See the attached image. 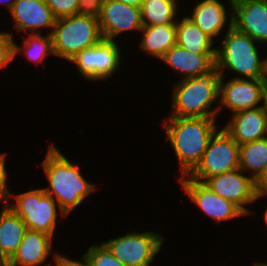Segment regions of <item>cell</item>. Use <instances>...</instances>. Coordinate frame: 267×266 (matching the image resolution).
Returning a JSON list of instances; mask_svg holds the SVG:
<instances>
[{"label":"cell","instance_id":"obj_30","mask_svg":"<svg viewBox=\"0 0 267 266\" xmlns=\"http://www.w3.org/2000/svg\"><path fill=\"white\" fill-rule=\"evenodd\" d=\"M6 169H5V155L0 154V201H3L4 205L7 202V199L10 198L11 194L7 189L6 183Z\"/></svg>","mask_w":267,"mask_h":266},{"label":"cell","instance_id":"obj_24","mask_svg":"<svg viewBox=\"0 0 267 266\" xmlns=\"http://www.w3.org/2000/svg\"><path fill=\"white\" fill-rule=\"evenodd\" d=\"M177 0H144L141 8L143 26L176 24ZM147 20H146V19Z\"/></svg>","mask_w":267,"mask_h":266},{"label":"cell","instance_id":"obj_26","mask_svg":"<svg viewBox=\"0 0 267 266\" xmlns=\"http://www.w3.org/2000/svg\"><path fill=\"white\" fill-rule=\"evenodd\" d=\"M89 266H126L113 256L104 243L91 246L82 257Z\"/></svg>","mask_w":267,"mask_h":266},{"label":"cell","instance_id":"obj_14","mask_svg":"<svg viewBox=\"0 0 267 266\" xmlns=\"http://www.w3.org/2000/svg\"><path fill=\"white\" fill-rule=\"evenodd\" d=\"M181 177L178 180L191 200L216 221L221 222L246 215L236 204L218 196L203 182Z\"/></svg>","mask_w":267,"mask_h":266},{"label":"cell","instance_id":"obj_22","mask_svg":"<svg viewBox=\"0 0 267 266\" xmlns=\"http://www.w3.org/2000/svg\"><path fill=\"white\" fill-rule=\"evenodd\" d=\"M143 39L139 48L161 59L165 53L176 45V24L143 26Z\"/></svg>","mask_w":267,"mask_h":266},{"label":"cell","instance_id":"obj_13","mask_svg":"<svg viewBox=\"0 0 267 266\" xmlns=\"http://www.w3.org/2000/svg\"><path fill=\"white\" fill-rule=\"evenodd\" d=\"M98 20L103 39L110 41L127 30L143 28L141 8L116 0H104Z\"/></svg>","mask_w":267,"mask_h":266},{"label":"cell","instance_id":"obj_6","mask_svg":"<svg viewBox=\"0 0 267 266\" xmlns=\"http://www.w3.org/2000/svg\"><path fill=\"white\" fill-rule=\"evenodd\" d=\"M238 168L239 144L223 128L213 134L200 162L187 176L204 183L212 176Z\"/></svg>","mask_w":267,"mask_h":266},{"label":"cell","instance_id":"obj_29","mask_svg":"<svg viewBox=\"0 0 267 266\" xmlns=\"http://www.w3.org/2000/svg\"><path fill=\"white\" fill-rule=\"evenodd\" d=\"M103 2L104 0H78L77 15L99 19L102 14Z\"/></svg>","mask_w":267,"mask_h":266},{"label":"cell","instance_id":"obj_23","mask_svg":"<svg viewBox=\"0 0 267 266\" xmlns=\"http://www.w3.org/2000/svg\"><path fill=\"white\" fill-rule=\"evenodd\" d=\"M267 165V138L239 145V168L253 172L255 180Z\"/></svg>","mask_w":267,"mask_h":266},{"label":"cell","instance_id":"obj_32","mask_svg":"<svg viewBox=\"0 0 267 266\" xmlns=\"http://www.w3.org/2000/svg\"><path fill=\"white\" fill-rule=\"evenodd\" d=\"M255 188L257 192H267V165L260 175L255 179Z\"/></svg>","mask_w":267,"mask_h":266},{"label":"cell","instance_id":"obj_11","mask_svg":"<svg viewBox=\"0 0 267 266\" xmlns=\"http://www.w3.org/2000/svg\"><path fill=\"white\" fill-rule=\"evenodd\" d=\"M223 75L219 81V98L222 106H226L233 111V114L239 111L256 108L259 102L263 101L264 80L263 78L243 79L240 77L223 84Z\"/></svg>","mask_w":267,"mask_h":266},{"label":"cell","instance_id":"obj_12","mask_svg":"<svg viewBox=\"0 0 267 266\" xmlns=\"http://www.w3.org/2000/svg\"><path fill=\"white\" fill-rule=\"evenodd\" d=\"M232 26L256 42H267V0H229Z\"/></svg>","mask_w":267,"mask_h":266},{"label":"cell","instance_id":"obj_21","mask_svg":"<svg viewBox=\"0 0 267 266\" xmlns=\"http://www.w3.org/2000/svg\"><path fill=\"white\" fill-rule=\"evenodd\" d=\"M213 41L188 16L176 22V44L181 48L195 54H216V48H212Z\"/></svg>","mask_w":267,"mask_h":266},{"label":"cell","instance_id":"obj_31","mask_svg":"<svg viewBox=\"0 0 267 266\" xmlns=\"http://www.w3.org/2000/svg\"><path fill=\"white\" fill-rule=\"evenodd\" d=\"M54 257L56 266H89L86 261L85 263H81L79 261L69 260V258L59 255L58 252L55 253Z\"/></svg>","mask_w":267,"mask_h":266},{"label":"cell","instance_id":"obj_27","mask_svg":"<svg viewBox=\"0 0 267 266\" xmlns=\"http://www.w3.org/2000/svg\"><path fill=\"white\" fill-rule=\"evenodd\" d=\"M13 37L11 33H0V69L6 67L22 49L14 43Z\"/></svg>","mask_w":267,"mask_h":266},{"label":"cell","instance_id":"obj_18","mask_svg":"<svg viewBox=\"0 0 267 266\" xmlns=\"http://www.w3.org/2000/svg\"><path fill=\"white\" fill-rule=\"evenodd\" d=\"M216 54H195L177 44L161 58L171 68L184 74L185 78L198 77L215 66Z\"/></svg>","mask_w":267,"mask_h":266},{"label":"cell","instance_id":"obj_25","mask_svg":"<svg viewBox=\"0 0 267 266\" xmlns=\"http://www.w3.org/2000/svg\"><path fill=\"white\" fill-rule=\"evenodd\" d=\"M23 46L25 55L35 63L44 61L48 54L54 55L50 33L46 37H43L40 33H31L29 37L25 38Z\"/></svg>","mask_w":267,"mask_h":266},{"label":"cell","instance_id":"obj_33","mask_svg":"<svg viewBox=\"0 0 267 266\" xmlns=\"http://www.w3.org/2000/svg\"><path fill=\"white\" fill-rule=\"evenodd\" d=\"M140 8L144 0H116Z\"/></svg>","mask_w":267,"mask_h":266},{"label":"cell","instance_id":"obj_4","mask_svg":"<svg viewBox=\"0 0 267 266\" xmlns=\"http://www.w3.org/2000/svg\"><path fill=\"white\" fill-rule=\"evenodd\" d=\"M229 20L222 48L216 49L215 66L220 75H224L223 69L226 67L249 79L263 78L265 60L259 59V53L254 44L256 40L236 30L232 26V16Z\"/></svg>","mask_w":267,"mask_h":266},{"label":"cell","instance_id":"obj_2","mask_svg":"<svg viewBox=\"0 0 267 266\" xmlns=\"http://www.w3.org/2000/svg\"><path fill=\"white\" fill-rule=\"evenodd\" d=\"M49 187L44 192L57 202L62 216L68 215L96 188L88 183L79 171V165H73L61 152L50 145L42 163Z\"/></svg>","mask_w":267,"mask_h":266},{"label":"cell","instance_id":"obj_9","mask_svg":"<svg viewBox=\"0 0 267 266\" xmlns=\"http://www.w3.org/2000/svg\"><path fill=\"white\" fill-rule=\"evenodd\" d=\"M120 56L115 41L102 39L98 44L77 53L69 61L77 65L83 77L96 81L108 78L118 69Z\"/></svg>","mask_w":267,"mask_h":266},{"label":"cell","instance_id":"obj_15","mask_svg":"<svg viewBox=\"0 0 267 266\" xmlns=\"http://www.w3.org/2000/svg\"><path fill=\"white\" fill-rule=\"evenodd\" d=\"M225 131L239 144L265 138L267 111L263 106L234 113Z\"/></svg>","mask_w":267,"mask_h":266},{"label":"cell","instance_id":"obj_35","mask_svg":"<svg viewBox=\"0 0 267 266\" xmlns=\"http://www.w3.org/2000/svg\"><path fill=\"white\" fill-rule=\"evenodd\" d=\"M16 0H2V2L7 6L9 11L12 9L13 4L15 3Z\"/></svg>","mask_w":267,"mask_h":266},{"label":"cell","instance_id":"obj_7","mask_svg":"<svg viewBox=\"0 0 267 266\" xmlns=\"http://www.w3.org/2000/svg\"><path fill=\"white\" fill-rule=\"evenodd\" d=\"M15 198L17 203L7 206L22 218L26 228L53 237L57 218L56 200L43 188L18 194Z\"/></svg>","mask_w":267,"mask_h":266},{"label":"cell","instance_id":"obj_38","mask_svg":"<svg viewBox=\"0 0 267 266\" xmlns=\"http://www.w3.org/2000/svg\"><path fill=\"white\" fill-rule=\"evenodd\" d=\"M254 266H267V264L266 263H255Z\"/></svg>","mask_w":267,"mask_h":266},{"label":"cell","instance_id":"obj_1","mask_svg":"<svg viewBox=\"0 0 267 266\" xmlns=\"http://www.w3.org/2000/svg\"><path fill=\"white\" fill-rule=\"evenodd\" d=\"M216 117H175L165 120L167 139L179 160L181 175H187L200 162L208 143L217 131Z\"/></svg>","mask_w":267,"mask_h":266},{"label":"cell","instance_id":"obj_5","mask_svg":"<svg viewBox=\"0 0 267 266\" xmlns=\"http://www.w3.org/2000/svg\"><path fill=\"white\" fill-rule=\"evenodd\" d=\"M54 55L70 60L84 49L98 44L102 39L99 20L82 15L56 19L50 32Z\"/></svg>","mask_w":267,"mask_h":266},{"label":"cell","instance_id":"obj_3","mask_svg":"<svg viewBox=\"0 0 267 266\" xmlns=\"http://www.w3.org/2000/svg\"><path fill=\"white\" fill-rule=\"evenodd\" d=\"M220 77L218 68L214 66L198 77L183 78L178 84H175L171 116L215 117L222 107L217 106L215 110L211 111L210 107L219 98Z\"/></svg>","mask_w":267,"mask_h":266},{"label":"cell","instance_id":"obj_17","mask_svg":"<svg viewBox=\"0 0 267 266\" xmlns=\"http://www.w3.org/2000/svg\"><path fill=\"white\" fill-rule=\"evenodd\" d=\"M53 237L27 229L16 253L5 266H39L51 252Z\"/></svg>","mask_w":267,"mask_h":266},{"label":"cell","instance_id":"obj_19","mask_svg":"<svg viewBox=\"0 0 267 266\" xmlns=\"http://www.w3.org/2000/svg\"><path fill=\"white\" fill-rule=\"evenodd\" d=\"M26 230L22 218L4 206L0 213V264L5 265L16 253Z\"/></svg>","mask_w":267,"mask_h":266},{"label":"cell","instance_id":"obj_37","mask_svg":"<svg viewBox=\"0 0 267 266\" xmlns=\"http://www.w3.org/2000/svg\"><path fill=\"white\" fill-rule=\"evenodd\" d=\"M265 60V64H264V76H263V80L264 83H267V58L264 59Z\"/></svg>","mask_w":267,"mask_h":266},{"label":"cell","instance_id":"obj_34","mask_svg":"<svg viewBox=\"0 0 267 266\" xmlns=\"http://www.w3.org/2000/svg\"><path fill=\"white\" fill-rule=\"evenodd\" d=\"M265 110L267 111V83L264 85V95H263V105Z\"/></svg>","mask_w":267,"mask_h":266},{"label":"cell","instance_id":"obj_28","mask_svg":"<svg viewBox=\"0 0 267 266\" xmlns=\"http://www.w3.org/2000/svg\"><path fill=\"white\" fill-rule=\"evenodd\" d=\"M56 19L77 15L78 0H45Z\"/></svg>","mask_w":267,"mask_h":266},{"label":"cell","instance_id":"obj_10","mask_svg":"<svg viewBox=\"0 0 267 266\" xmlns=\"http://www.w3.org/2000/svg\"><path fill=\"white\" fill-rule=\"evenodd\" d=\"M204 184L218 196L236 204L245 214L250 213L245 205L256 201L255 180L243 175L240 168L212 176Z\"/></svg>","mask_w":267,"mask_h":266},{"label":"cell","instance_id":"obj_36","mask_svg":"<svg viewBox=\"0 0 267 266\" xmlns=\"http://www.w3.org/2000/svg\"><path fill=\"white\" fill-rule=\"evenodd\" d=\"M264 195H267V192L263 191V192H257V195H256V200ZM264 219H265V222L267 224V209H266V212H265V215H264Z\"/></svg>","mask_w":267,"mask_h":266},{"label":"cell","instance_id":"obj_16","mask_svg":"<svg viewBox=\"0 0 267 266\" xmlns=\"http://www.w3.org/2000/svg\"><path fill=\"white\" fill-rule=\"evenodd\" d=\"M19 31L32 29V34L40 33L41 27L53 28L56 18L45 0H16L10 10Z\"/></svg>","mask_w":267,"mask_h":266},{"label":"cell","instance_id":"obj_8","mask_svg":"<svg viewBox=\"0 0 267 266\" xmlns=\"http://www.w3.org/2000/svg\"><path fill=\"white\" fill-rule=\"evenodd\" d=\"M163 242L159 234L133 232L103 243L126 266H149Z\"/></svg>","mask_w":267,"mask_h":266},{"label":"cell","instance_id":"obj_20","mask_svg":"<svg viewBox=\"0 0 267 266\" xmlns=\"http://www.w3.org/2000/svg\"><path fill=\"white\" fill-rule=\"evenodd\" d=\"M188 18L212 39L220 34L227 19L225 6L218 0L197 2L193 14Z\"/></svg>","mask_w":267,"mask_h":266}]
</instances>
